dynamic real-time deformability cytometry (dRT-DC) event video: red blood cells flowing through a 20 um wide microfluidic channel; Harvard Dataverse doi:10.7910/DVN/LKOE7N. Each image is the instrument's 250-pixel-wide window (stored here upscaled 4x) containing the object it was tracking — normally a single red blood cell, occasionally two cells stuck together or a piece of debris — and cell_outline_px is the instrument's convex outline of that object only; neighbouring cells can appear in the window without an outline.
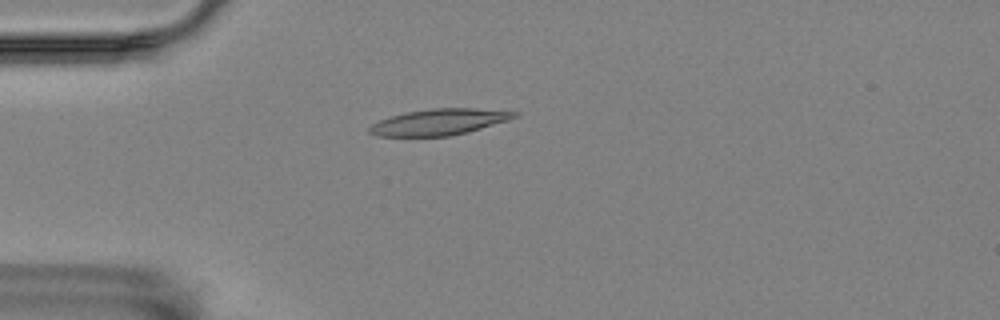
{"species": "Egyptian fruit bat (a non-hibernating species)", "species_latin": "Rousettus aegyptiacus", "temperature_condition": "room temperature", "stored_images_in_passage": 46, "camera_frame_rate_fps": 3000, "um_per_image_px": 0.085, "animal": {"sex": "female"}, "frame": {"image": 1, "passage_image": 4, "time_ms": 1.0, "image_size_px": [1000, 320], "cell_outline_px": [[520, 116], [508, 120], [468, 132], [448, 136], [376, 136], [368, 132], [368, 128], [372, 124], [380, 120], [404, 112], [432, 108], [476, 108], [520, 112]], "centroid_in_image_um": [37.35, 10.36], "position_along_channel_um": 47.7, "area_um2": 22.14}}
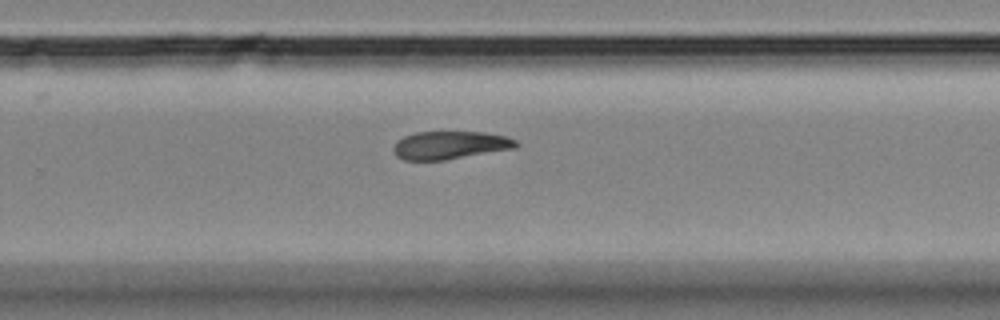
{"frame": {"image": 2, "passage_image": 26, "time_ms": 8.333, "image_size_px": [1000, 320], "cell_outline_px": [[520, 144], [516, 148], [444, 160], [404, 160], [396, 156], [392, 148], [396, 140], [404, 136], [416, 132], [484, 132], [508, 136], [516, 140]], "centroid_in_image_um": [38.26, 12.33], "position_along_channel_um": 291.5, "area_um2": 20.17}}
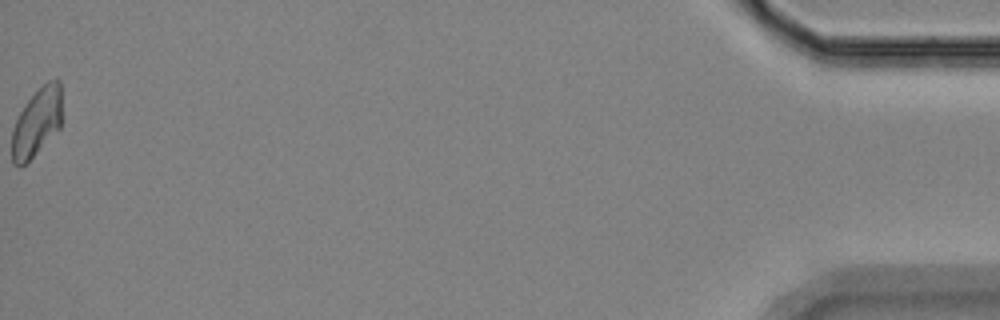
{"frame": {"image": 3, "passage_image": 46, "time_ms": 15.0, "image_size_px": [1000, 320], "cell_outline_px": [[60, 128], [20, 168], [12, 164], [12, 128], [24, 104], [48, 80], [60, 80]], "centroid_in_image_um": [3.09, 10.42], "position_along_channel_um": 432.1, "area_um2": 19.42}, "authors_computed_cell_mechanics": {"area_um2": 20.8947, "velocity_mm_per_s": 3.5319, "shape_relaxation_time_tau1_ms": 5.0897, "shape_relaxation_time_tau2_ms": null, "deformation_change_tau1": 0.136, "deformation_change_tau2": null}}